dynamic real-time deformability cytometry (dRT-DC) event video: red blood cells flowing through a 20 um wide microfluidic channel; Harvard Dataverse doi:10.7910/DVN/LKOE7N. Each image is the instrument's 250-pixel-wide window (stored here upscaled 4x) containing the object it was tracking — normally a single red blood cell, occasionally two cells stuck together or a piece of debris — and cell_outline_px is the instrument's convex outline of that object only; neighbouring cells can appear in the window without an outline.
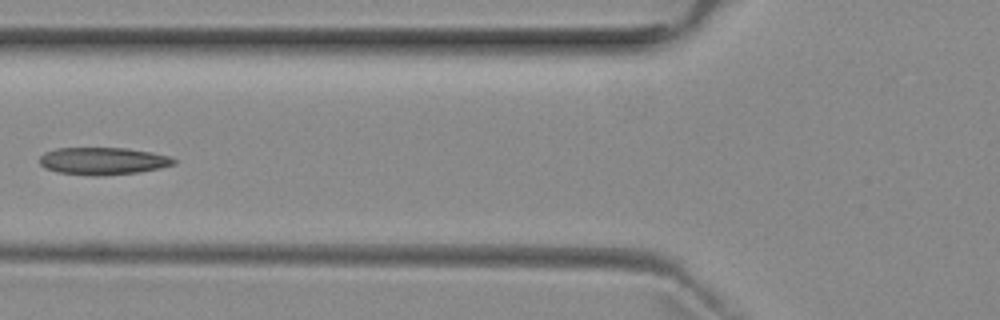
{"species": "common noctule bat (a hibernating species)", "species_latin": "Nyctalus noctula", "temperature_condition": "room temperature", "stored_images_in_passage": 5, "camera_frame_rate_fps": 3000, "um_per_image_px": 0.085, "animal": {"sex": "female", "body_mass_g": 29.2, "forearm_length_mm": 56.3}, "frame": {"image": 1, "passage_image": 5, "time_ms": 5.667, "image_size_px": [1000, 320], "cell_outline_px": [[176, 164], [160, 168], [136, 172], [100, 176], [88, 176], [56, 172], [44, 168], [40, 164], [40, 156], [44, 152], [56, 148], [128, 148], [152, 152], [172, 156], [176, 160]], "centroid_in_image_um": [8.75, 13.68], "position_along_channel_um": 117.1, "area_um2": 21.68}}